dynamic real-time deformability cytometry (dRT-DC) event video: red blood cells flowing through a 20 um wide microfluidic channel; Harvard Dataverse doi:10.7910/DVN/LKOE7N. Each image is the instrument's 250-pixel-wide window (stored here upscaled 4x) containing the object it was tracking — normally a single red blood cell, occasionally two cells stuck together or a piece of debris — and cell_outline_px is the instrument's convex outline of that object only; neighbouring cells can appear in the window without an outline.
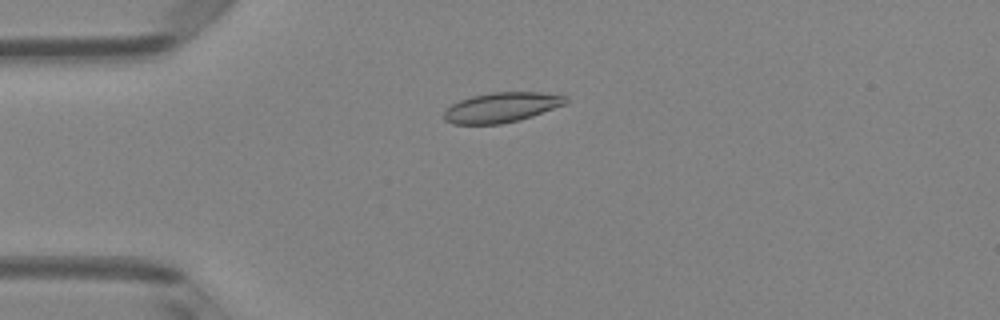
{"species": "Egyptian fruit bat (a non-hibernating species)", "species_latin": "Rousettus aegyptiacus", "temperature_condition": "room temperature", "stored_images_in_passage": 45, "camera_frame_rate_fps": 3000, "um_per_image_px": 0.085, "animal": {"sex": "female"}, "frame": {"image": 1, "passage_image": 8, "time_ms": 2.333, "image_size_px": [1000, 320], "cell_outline_px": [[568, 100], [564, 104], [532, 116], [500, 124], [452, 124], [444, 120], [444, 112], [452, 104], [460, 100], [472, 96], [492, 92], [540, 92], [568, 96]], "centroid_in_image_um": [42.61, 9.12], "position_along_channel_um": 42.4, "area_um2": 21.04}}
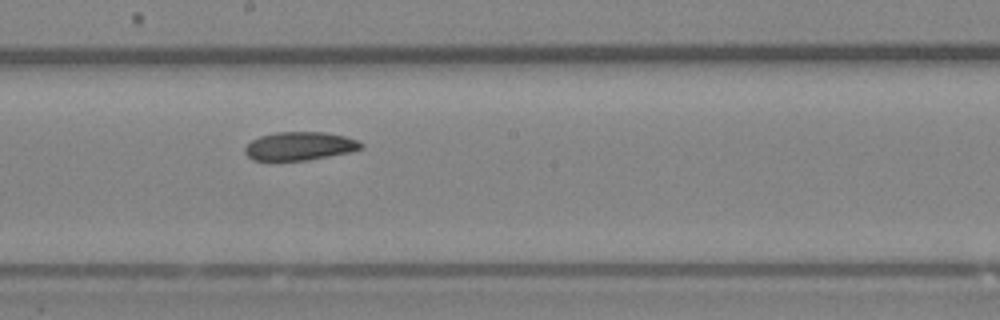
{"frame": {"image": 2, "passage_image": 23, "time_ms": 7.333, "image_size_px": [1000, 320], "cell_outline_px": [[364, 148], [352, 152], [308, 160], [252, 160], [244, 152], [244, 148], [252, 140], [260, 136], [276, 132], [324, 132], [344, 136], [356, 140], [364, 144]], "centroid_in_image_um": [25.5, 12.42], "position_along_channel_um": 222.7, "area_um2": 19.25}}
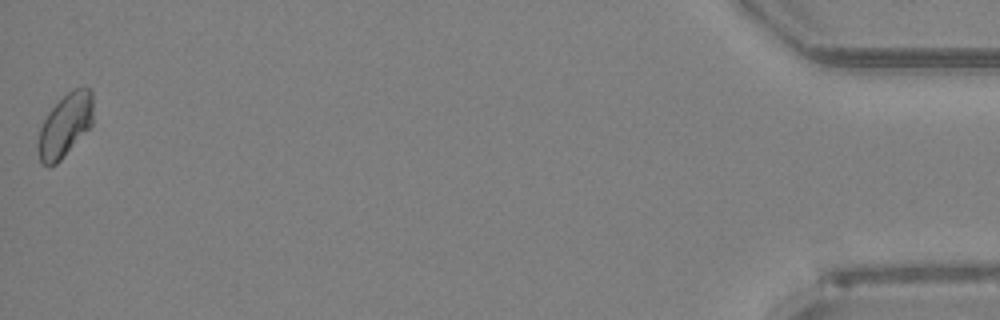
{"frame": {"image": 3, "passage_image": 45, "time_ms": 14.667, "image_size_px": [1000, 320], "cell_outline_px": [[92, 124], [60, 160], [56, 164], [48, 168], [40, 160], [36, 148], [36, 144], [40, 128], [48, 112], [72, 88], [88, 88], [92, 92]], "centroid_in_image_um": [5.49, 10.68], "position_along_channel_um": 429.7, "area_um2": 20.06}, "authors_computed_cell_mechanics": {"area_um2": 19.941, "velocity_mm_per_s": 4.1082, "shape_relaxation_time_tau1_ms": null, "shape_relaxation_time_tau2_ms": 8.1548, "deformation_change_tau1": null, "deformation_change_tau2": 0.0807}}